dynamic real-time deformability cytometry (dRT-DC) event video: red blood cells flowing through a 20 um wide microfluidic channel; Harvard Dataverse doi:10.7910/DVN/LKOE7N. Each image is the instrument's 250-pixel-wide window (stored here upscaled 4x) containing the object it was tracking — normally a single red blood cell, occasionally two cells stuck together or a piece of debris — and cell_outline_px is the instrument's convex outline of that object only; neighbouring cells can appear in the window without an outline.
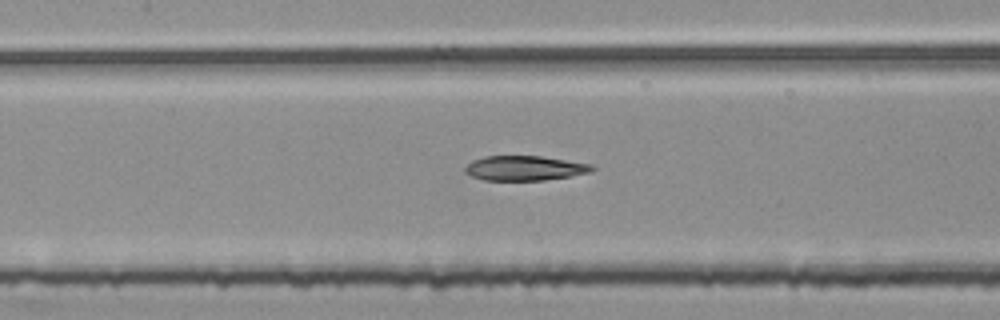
{"species": "common noctule bat (a hibernating species)", "species_latin": "Nyctalus noctula", "temperature_condition": "room temperature", "stored_images_in_passage": 43, "segment_of_instrument_passage": [2, 2], "camera_frame_rate_fps": 3000, "um_per_image_px": 0.085, "animal": {"sex": "female", "body_mass_g": 25.1}, "frame": {"image": 1, "passage_image": 16, "time_ms": 5.0, "image_size_px": [1000, 320], "cell_outline_px": [[596, 168], [592, 172], [544, 180], [484, 180], [472, 176], [464, 172], [464, 168], [472, 160], [484, 156], [540, 156], [592, 164]], "centroid_in_image_um": [44.59, 14.29], "position_along_channel_um": 162.8, "area_um2": 18.26}}
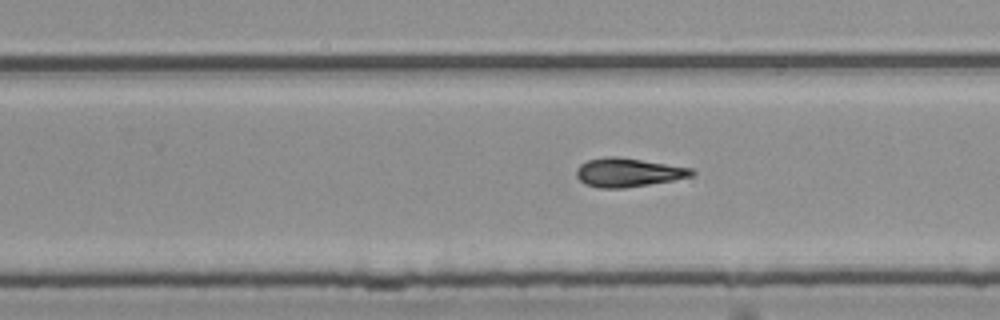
{"frame": {"image": 2, "passage_image": 25, "time_ms": 8.0, "image_size_px": [1000, 320], "cell_outline_px": [[696, 172], [692, 176], [672, 180], [624, 188], [600, 188], [584, 184], [576, 176], [576, 168], [580, 164], [588, 160], [604, 156], [616, 156], [692, 168]], "centroid_in_image_um": [53.35, 14.65], "position_along_channel_um": 276.5, "area_um2": 19.25}}
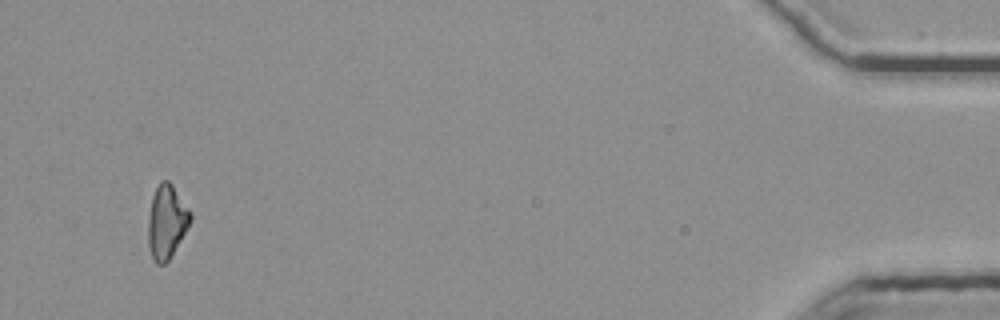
{"frame": {"image": 3, "passage_image": 43, "time_ms": 14.0, "image_size_px": [1000, 320], "cell_outline_px": [[192, 220], [168, 260], [164, 264], [156, 264], [152, 260], [148, 244], [148, 220], [152, 196], [160, 180], [168, 180], [172, 184], [192, 212]], "centroid_in_image_um": [14.16, 18.83], "position_along_channel_um": 421.0, "area_um2": 18.15}}